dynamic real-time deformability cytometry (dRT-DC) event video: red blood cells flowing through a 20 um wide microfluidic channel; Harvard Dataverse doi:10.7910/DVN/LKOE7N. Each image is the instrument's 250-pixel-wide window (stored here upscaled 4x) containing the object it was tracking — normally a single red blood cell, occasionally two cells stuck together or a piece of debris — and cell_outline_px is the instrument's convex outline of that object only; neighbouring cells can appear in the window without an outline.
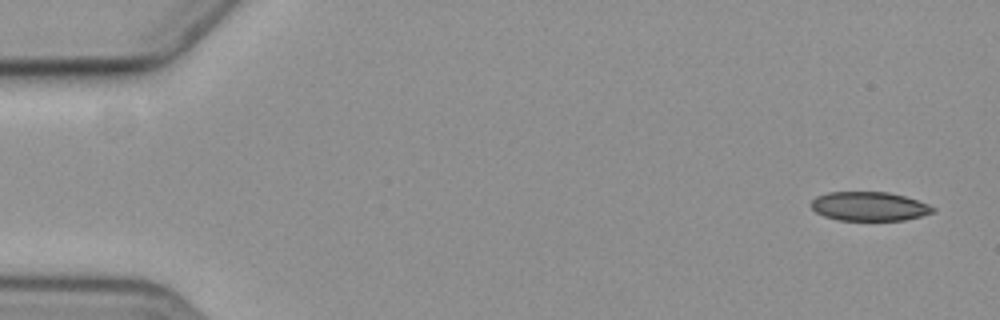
{"species": "common noctule bat (a hibernating species)", "species_latin": "Nyctalus noctula", "temperature_condition": "cold", "stored_images_in_passage": 6, "camera_frame_rate_fps": 3000, "um_per_image_px": 0.085, "animal": {"sex": "female", "body_mass_g": 19.3, "forearm_length_mm": 54.1}, "frame": {"image": 1, "passage_image": 6, "time_ms": 7.0, "image_size_px": [1000, 320], "cell_outline_px": [[936, 208], [932, 212], [920, 216], [904, 220], [840, 220], [824, 216], [816, 212], [812, 208], [812, 200], [816, 196], [828, 192], [888, 192], [904, 196], [928, 204]], "centroid_in_image_um": [73.87, 17.53], "position_along_channel_um": 11.1, "area_um2": 20.4}}